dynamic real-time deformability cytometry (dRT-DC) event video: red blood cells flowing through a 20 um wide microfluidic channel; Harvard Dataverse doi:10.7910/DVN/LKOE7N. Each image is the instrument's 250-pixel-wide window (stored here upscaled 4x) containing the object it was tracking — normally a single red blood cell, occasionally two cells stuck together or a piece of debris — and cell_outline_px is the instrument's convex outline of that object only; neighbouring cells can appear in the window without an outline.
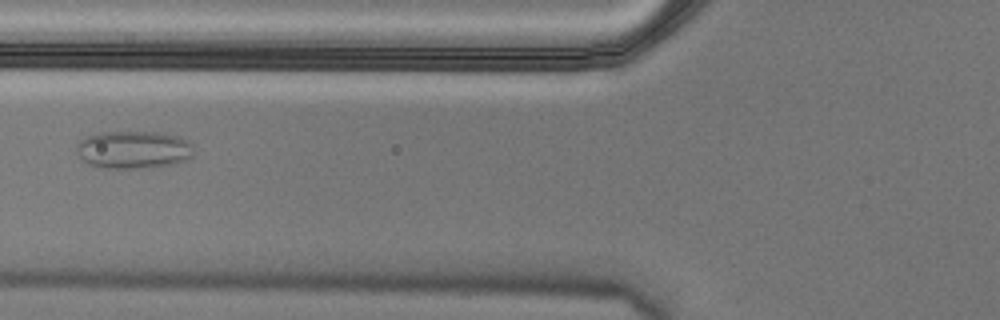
{"species": "Egyptian fruit bat (a non-hibernating species)", "species_latin": "Rousettus aegyptiacus", "temperature_condition": "cold", "stored_images_in_passage": 6, "camera_frame_rate_fps": 3000, "um_per_image_px": 0.085, "animal": {"sex": "male"}, "frame": {"image": 1, "passage_image": 6, "time_ms": 1.667, "image_size_px": [1000, 320], "cell_outline_px": [[192, 156], [188, 160], [172, 164], [152, 168], [96, 168], [88, 164], [76, 152], [76, 144], [84, 136], [96, 132], [160, 132], [180, 136], [188, 140], [192, 144]], "centroid_in_image_um": [11.33, 12.72], "position_along_channel_um": 114.5, "area_um2": 26.36}}